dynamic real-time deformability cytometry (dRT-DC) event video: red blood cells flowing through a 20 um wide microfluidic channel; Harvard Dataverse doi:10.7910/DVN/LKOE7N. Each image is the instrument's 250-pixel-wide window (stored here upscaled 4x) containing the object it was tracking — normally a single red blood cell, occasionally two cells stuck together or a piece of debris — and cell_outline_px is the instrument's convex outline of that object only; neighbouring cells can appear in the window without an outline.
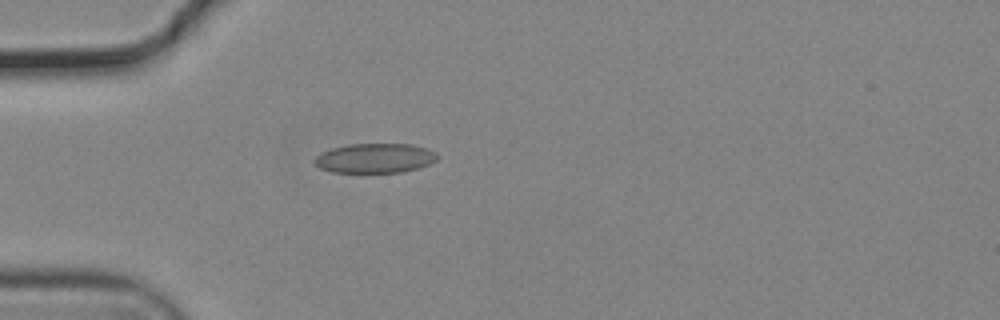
{"species": "common noctule bat (a hibernating species)", "species_latin": "Nyctalus noctula", "temperature_condition": "cold", "stored_images_in_passage": 55, "camera_frame_rate_fps": 3000, "um_per_image_px": 0.085, "animal": {"sex": "male", "body_mass_g": 19.2, "forearm_length_mm": 51.8}, "frame": {"image": 1, "passage_image": 16, "time_ms": 5.0, "image_size_px": [1000, 320], "cell_outline_px": [[436, 160], [428, 164], [416, 168], [400, 172], [332, 172], [320, 168], [312, 160], [320, 152], [332, 148], [348, 144], [412, 144], [424, 148], [432, 152], [436, 156]], "centroid_in_image_um": [31.78, 13.44], "position_along_channel_um": 53.2, "area_um2": 20.87}}
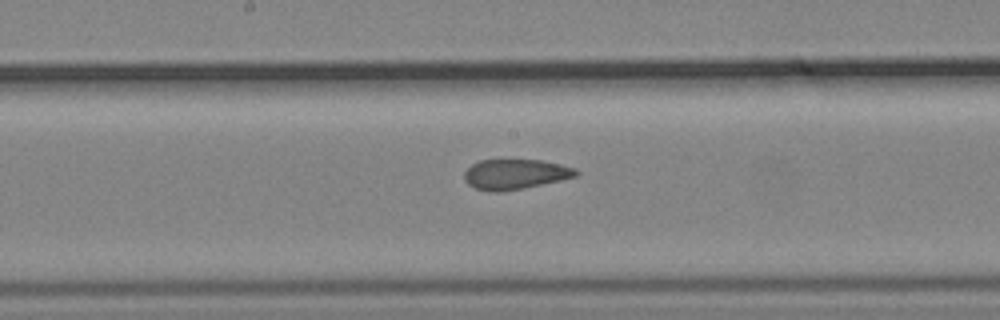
{"frame": {"image": 2, "passage_image": 29, "time_ms": 9.333, "image_size_px": [1000, 320], "cell_outline_px": [[580, 172], [576, 176], [560, 180], [500, 192], [496, 192], [476, 188], [468, 184], [464, 180], [464, 172], [472, 164], [480, 160], [540, 160], [560, 164], [576, 168]], "centroid_in_image_um": [43.78, 14.79], "position_along_channel_um": 204.4, "area_um2": 19.31}}
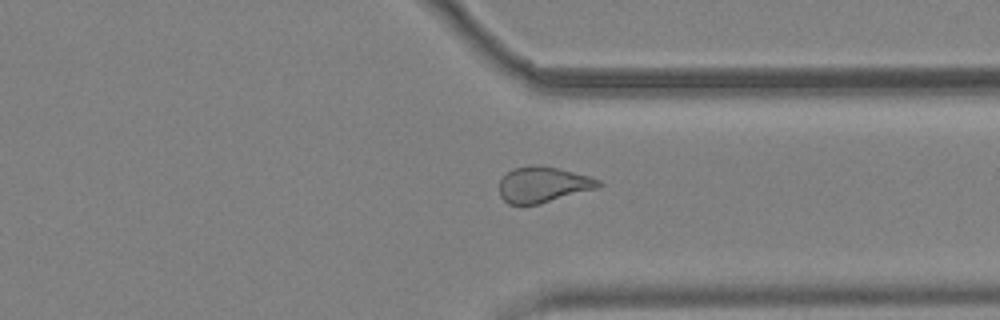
{"frame": {"image": 3, "passage_image": 42, "time_ms": 13.667, "image_size_px": [1000, 320], "cell_outline_px": [[604, 184], [600, 188], [540, 204], [508, 204], [500, 196], [500, 180], [512, 168], [536, 164], [556, 168], [588, 176], [600, 180]], "centroid_in_image_um": [46.19, 15.7], "position_along_channel_um": 365.2, "area_um2": 20.75}, "authors_computed_cell_mechanics": {"area_um2": 20.9236, "velocity_mm_per_s": 3.7161, "shape_relaxation_time_tau1_ms": null, "shape_relaxation_time_tau2_ms": 2.2629, "deformation_change_tau1": null, "deformation_change_tau2": 0.0768}}